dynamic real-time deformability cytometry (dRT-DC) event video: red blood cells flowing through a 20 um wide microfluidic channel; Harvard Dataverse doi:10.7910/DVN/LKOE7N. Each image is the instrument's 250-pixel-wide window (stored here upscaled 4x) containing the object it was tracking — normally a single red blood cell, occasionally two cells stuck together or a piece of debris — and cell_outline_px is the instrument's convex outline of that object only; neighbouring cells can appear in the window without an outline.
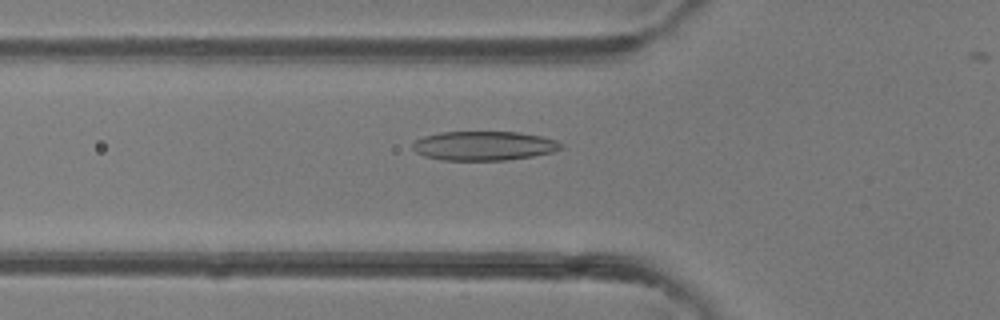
{"species": "common noctule bat (a hibernating species)", "species_latin": "Nyctalus noctula", "temperature_condition": "room temperature", "stored_images_in_passage": 46, "camera_frame_rate_fps": 3000, "um_per_image_px": 0.085, "animal": {"sex": "female"}, "frame": {"image": 1, "passage_image": 17, "time_ms": 5.333, "image_size_px": [1000, 320], "cell_outline_px": [[564, 148], [552, 152], [532, 156], [508, 160], [444, 160], [424, 156], [416, 152], [412, 148], [412, 144], [416, 140], [424, 136], [440, 132], [520, 132], [540, 136], [556, 140], [564, 144]], "centroid_in_image_um": [41.15, 12.39], "position_along_channel_um": 84.6, "area_um2": 25.32}}
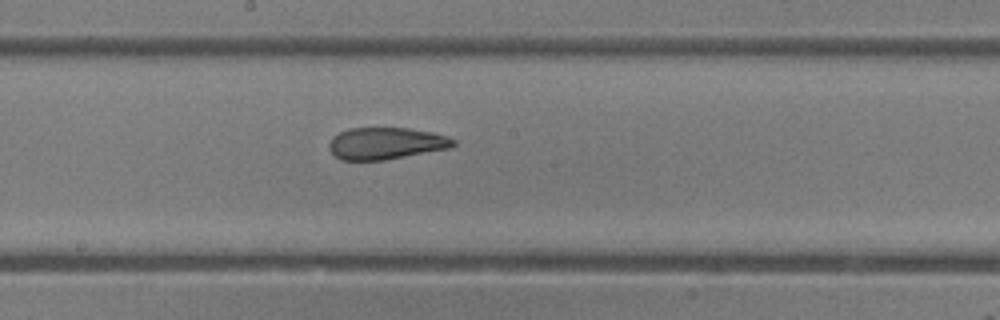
{"frame": {"image": 2, "passage_image": 26, "time_ms": 8.333, "image_size_px": [1000, 320], "cell_outline_px": [[456, 144], [452, 148], [384, 160], [340, 160], [328, 148], [328, 144], [332, 136], [348, 128], [408, 128], [432, 132], [448, 136], [456, 140]], "centroid_in_image_um": [32.82, 12.18], "position_along_channel_um": 215.4, "area_um2": 23.29}}
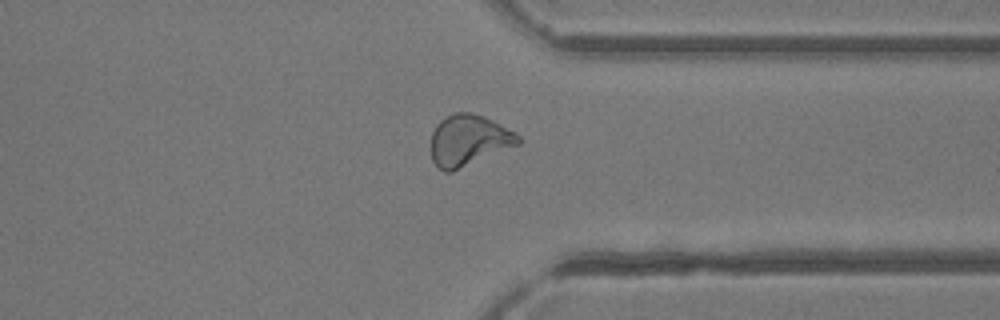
{"frame": {"image": 3, "passage_image": 37, "time_ms": 12.0, "image_size_px": [1000, 320], "cell_outline_px": [[520, 144], [452, 172], [444, 172], [432, 160], [432, 132], [436, 124], [440, 120], [456, 112], [472, 112], [484, 116], [492, 120], [520, 136]], "centroid_in_image_um": [39.83, 11.93], "position_along_channel_um": 371.6, "area_um2": 25.78}, "authors_computed_cell_mechanics": {"area_um2": 25.2875, "velocity_mm_per_s": 4.3262, "shape_relaxation_time_tau1_ms": 10.5246, "shape_relaxation_time_tau2_ms": 1.3332, "deformation_change_tau1": 0.2858, "deformation_change_tau2": 0.0768}}